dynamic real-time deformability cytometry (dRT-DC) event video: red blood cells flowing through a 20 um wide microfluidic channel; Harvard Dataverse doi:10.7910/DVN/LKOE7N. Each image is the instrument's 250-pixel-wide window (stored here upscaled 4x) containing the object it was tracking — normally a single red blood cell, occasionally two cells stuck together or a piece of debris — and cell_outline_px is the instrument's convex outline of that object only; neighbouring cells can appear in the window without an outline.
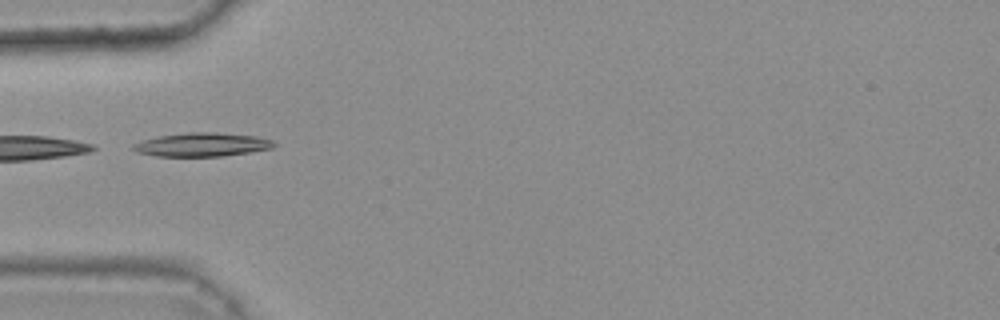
{"species": "common noctule bat (a hibernating species)", "species_latin": "Nyctalus noctula", "temperature_condition": "warm", "stored_images_in_passage": 6, "camera_frame_rate_fps": 3000, "um_per_image_px": 0.085, "animal": {"sex": "female", "body_mass_g": 25.1}, "frame": {"image": 1, "passage_image": 1, "time_ms": 0.0, "image_size_px": [1000, 320], "cell_outline_px": [[276, 144], [272, 148], [252, 152], [224, 156], [156, 156], [136, 152], [132, 148], [132, 144], [144, 140], [160, 136], [188, 132], [216, 132], [256, 136], [272, 140]], "centroid_in_image_um": [17.19, 12.29], "position_along_channel_um": 67.8, "area_um2": 19.42}}
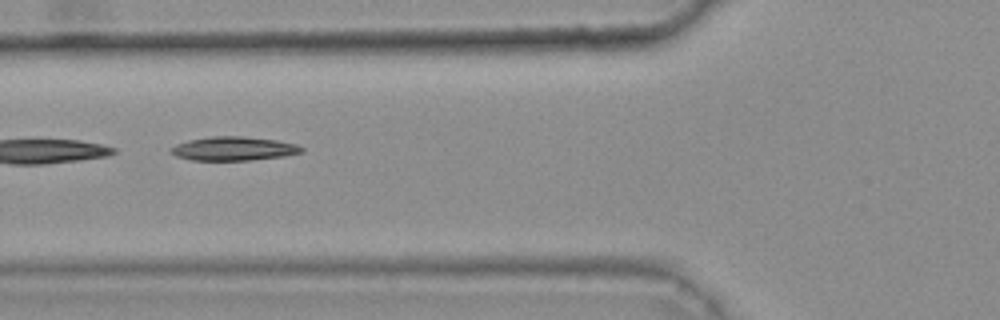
{"frame": {"image": 2, "passage_image": 4, "time_ms": 1.0, "image_size_px": [1000, 320], "cell_outline_px": [[304, 152], [284, 156], [252, 160], [192, 160], [176, 156], [172, 152], [172, 148], [176, 144], [188, 140], [212, 136], [244, 136], [276, 140], [296, 144], [304, 148]], "centroid_in_image_um": [19.9, 12.63], "position_along_channel_um": 105.9, "area_um2": 18.09}}